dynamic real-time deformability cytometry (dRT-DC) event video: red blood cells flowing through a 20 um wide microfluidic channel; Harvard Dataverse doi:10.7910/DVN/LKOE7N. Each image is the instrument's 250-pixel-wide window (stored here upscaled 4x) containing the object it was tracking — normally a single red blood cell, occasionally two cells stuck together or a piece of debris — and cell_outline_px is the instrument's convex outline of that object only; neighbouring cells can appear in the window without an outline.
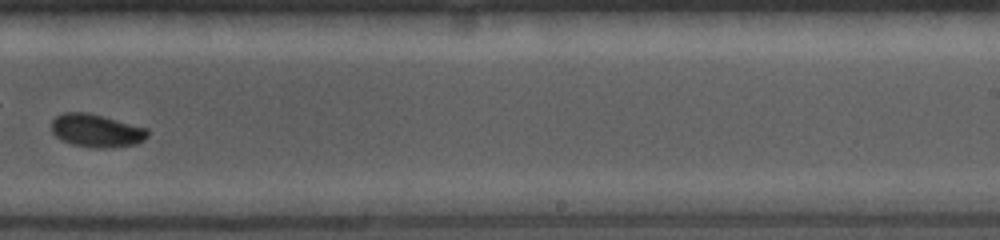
{"species": "common noctule bat (a hibernating species)", "species_latin": "Nyctalus noctula", "temperature_condition": "cold", "stored_images_in_passage": 21, "camera_frame_rate_fps": 5000, "um_per_image_px": 0.085, "animal": {"sex": "female", "body_mass_g": 19.0, "forearm_length_mm": 56.7}, "frame": {"image": 1, "passage_image": 15, "time_ms": 7.4, "image_size_px": [1000, 240], "cell_outline_px": [[148, 136], [144, 140], [136, 144], [104, 148], [92, 148], [72, 144], [60, 140], [52, 132], [52, 120], [56, 116], [64, 112], [88, 112], [104, 116], [148, 128]], "centroid_in_image_um": [8.19, 11.1], "position_along_channel_um": 280.8, "area_um2": 18.67}}